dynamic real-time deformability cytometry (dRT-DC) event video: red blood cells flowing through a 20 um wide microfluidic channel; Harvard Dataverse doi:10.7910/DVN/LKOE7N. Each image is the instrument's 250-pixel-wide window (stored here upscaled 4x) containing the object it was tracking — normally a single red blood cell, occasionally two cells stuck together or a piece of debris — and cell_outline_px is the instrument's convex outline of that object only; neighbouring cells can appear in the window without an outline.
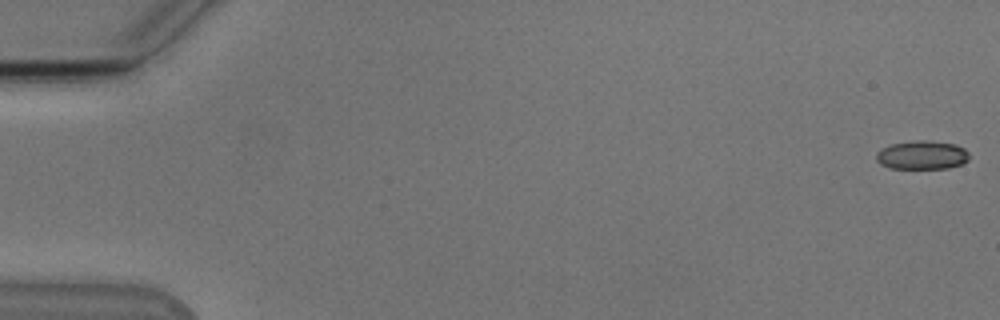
{"species": "Egyptian fruit bat (a non-hibernating species)", "species_latin": "Rousettus aegyptiacus", "temperature_condition": "cold", "stored_images_in_passage": 3, "camera_frame_rate_fps": 3000, "um_per_image_px": 0.085, "animal": {"sex": "male"}, "frame": {"image": 1, "passage_image": 1, "time_ms": 0.0, "image_size_px": [1000, 320], "cell_outline_px": [[968, 160], [960, 164], [948, 168], [888, 168], [880, 164], [876, 160], [876, 152], [880, 148], [892, 144], [912, 140], [928, 140], [952, 144], [964, 148], [968, 152]], "centroid_in_image_um": [78.32, 13.17], "position_along_channel_um": 6.7, "area_um2": 15.55}}